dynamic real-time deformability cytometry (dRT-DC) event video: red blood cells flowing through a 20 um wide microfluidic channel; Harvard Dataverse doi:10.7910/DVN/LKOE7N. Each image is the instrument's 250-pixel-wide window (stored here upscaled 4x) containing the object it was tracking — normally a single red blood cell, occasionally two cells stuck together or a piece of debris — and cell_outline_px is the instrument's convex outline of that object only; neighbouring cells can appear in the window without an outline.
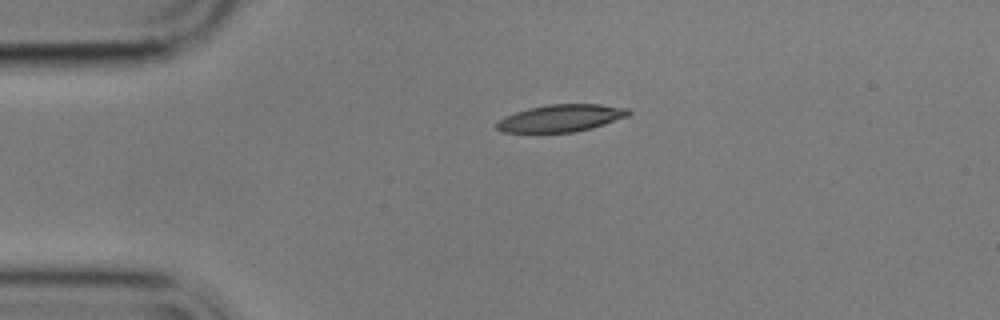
{"species": "common noctule bat (a hibernating species)", "species_latin": "Nyctalus noctula", "temperature_condition": "cold", "stored_images_in_passage": 36, "camera_frame_rate_fps": 3000, "um_per_image_px": 0.085, "animal": {"sex": "male", "body_mass_g": 17.9}, "frame": {"image": 1, "passage_image": 1, "time_ms": 0.0, "image_size_px": [1000, 320], "cell_outline_px": [[632, 112], [628, 116], [604, 124], [576, 132], [504, 132], [496, 128], [496, 120], [504, 116], [528, 108], [548, 104], [600, 104], [628, 108]], "centroid_in_image_um": [47.67, 10.03], "position_along_channel_um": 37.3, "area_um2": 20.92}}
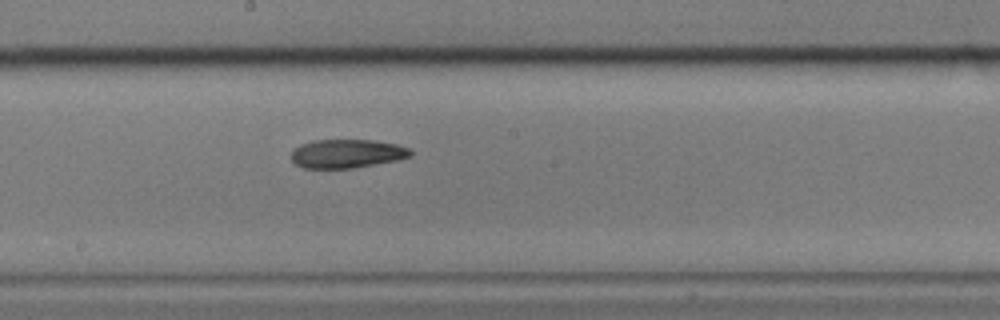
{"frame": {"image": 2, "passage_image": 19, "time_ms": 6.0, "image_size_px": [1000, 320], "cell_outline_px": [[412, 156], [400, 160], [352, 168], [304, 168], [296, 164], [292, 160], [292, 148], [300, 144], [312, 140], [372, 140], [396, 144], [408, 148], [412, 152]], "centroid_in_image_um": [29.48, 13.06], "position_along_channel_um": 218.7, "area_um2": 20.06}}
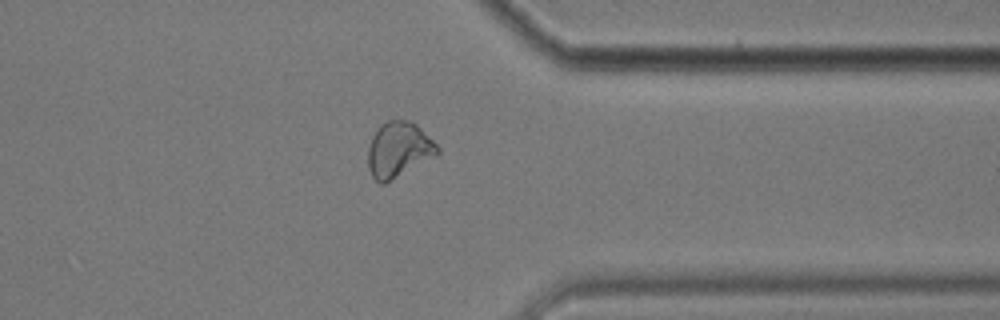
{"frame": {"image": 3, "passage_image": 33, "time_ms": 10.667, "image_size_px": [1000, 320], "cell_outline_px": [[440, 152], [436, 156], [384, 184], [380, 184], [372, 176], [368, 168], [368, 148], [372, 136], [376, 128], [380, 124], [388, 120], [408, 120], [416, 124], [440, 148]], "centroid_in_image_um": [33.87, 12.72], "position_along_channel_um": 377.5, "area_um2": 22.43}, "authors_computed_cell_mechanics": {"area_um2": 20.6924, "velocity_mm_per_s": 3.5385, "shape_relaxation_time_tau1_ms": null, "shape_relaxation_time_tau2_ms": 2.5876, "deformation_change_tau1": null, "deformation_change_tau2": 0.0907}}